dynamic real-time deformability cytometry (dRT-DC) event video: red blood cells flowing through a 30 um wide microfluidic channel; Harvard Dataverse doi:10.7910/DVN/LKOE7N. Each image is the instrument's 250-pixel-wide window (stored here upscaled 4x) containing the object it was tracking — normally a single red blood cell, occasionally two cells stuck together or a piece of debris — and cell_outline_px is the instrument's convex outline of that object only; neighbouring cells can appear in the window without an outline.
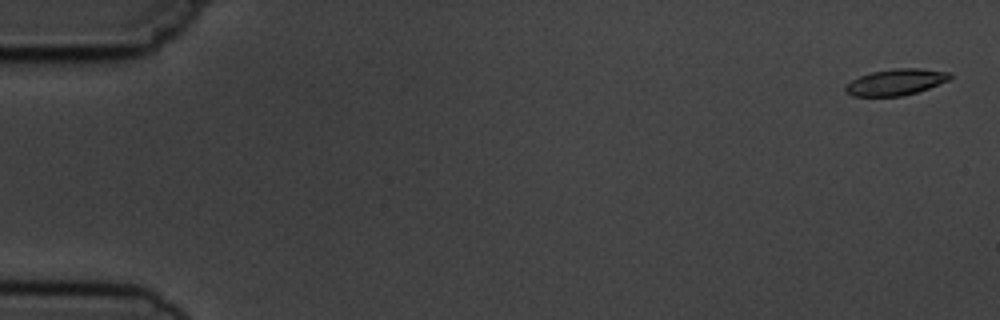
{"species": "common noctule bat (a hibernating species)", "species_latin": "Nyctalus noctula", "temperature_condition": "cold", "stored_images_in_passage": 5, "camera_frame_rate_fps": 3000, "um_per_image_px": 0.085, "animal": {"sex": "male", "body_mass_g": 19.5, "forearm_length_mm": 54.6}, "frame": {"image": 1, "passage_image": 1, "time_ms": 0.0, "image_size_px": [1000, 320], "cell_outline_px": [[952, 76], [948, 80], [928, 88], [916, 92], [900, 96], [852, 96], [844, 88], [852, 80], [860, 76], [872, 72], [896, 68], [920, 68], [948, 72]], "centroid_in_image_um": [76.15, 6.97], "position_along_channel_um": 8.9, "area_um2": 15.66}}
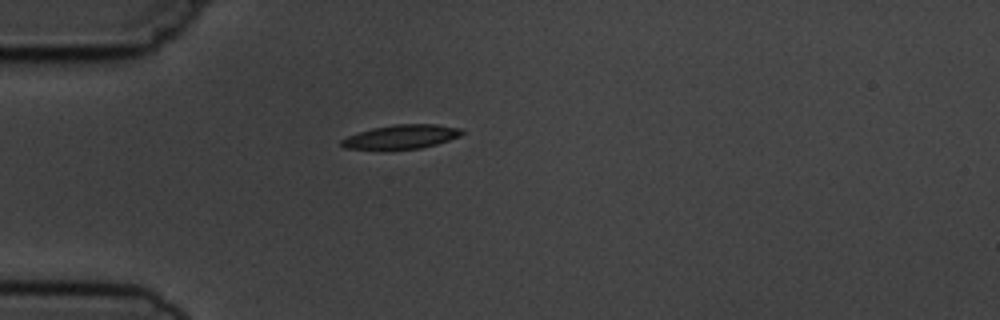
{"frame": {"image": 2, "passage_image": 5, "time_ms": 4.667, "image_size_px": [1000, 320], "cell_outline_px": [[464, 132], [460, 136], [436, 144], [420, 148], [344, 148], [340, 144], [340, 140], [348, 136], [372, 128], [396, 124], [436, 124], [460, 128]], "centroid_in_image_um": [34.14, 11.6], "position_along_channel_um": 50.9, "area_um2": 16.36}}